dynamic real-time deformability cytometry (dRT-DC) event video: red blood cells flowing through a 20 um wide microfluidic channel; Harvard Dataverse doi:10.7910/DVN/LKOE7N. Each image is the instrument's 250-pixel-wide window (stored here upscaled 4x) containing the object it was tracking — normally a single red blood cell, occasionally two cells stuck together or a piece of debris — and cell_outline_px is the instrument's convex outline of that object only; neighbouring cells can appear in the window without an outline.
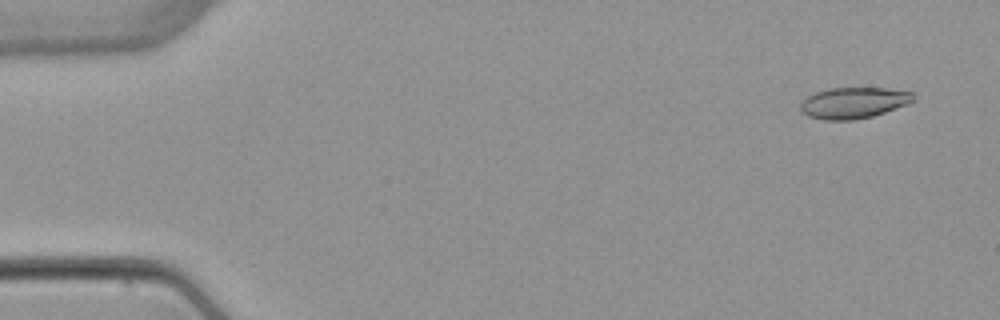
{"species": "common noctule bat (a hibernating species)", "species_latin": "Nyctalus noctula", "temperature_condition": "warm", "stored_images_in_passage": 5, "camera_frame_rate_fps": 3000, "um_per_image_px": 0.085, "animal": {"sex": "female", "body_mass_g": 22.7, "forearm_length_mm": 54.2}, "frame": {"image": 1, "passage_image": 1, "time_ms": 0.0, "image_size_px": [1000, 320], "cell_outline_px": [[916, 100], [908, 104], [872, 116], [852, 120], [824, 120], [808, 116], [800, 112], [800, 104], [808, 96], [816, 92], [828, 88], [884, 88], [912, 92], [916, 96]], "centroid_in_image_um": [72.56, 8.74], "position_along_channel_um": 12.4, "area_um2": 20.52}}